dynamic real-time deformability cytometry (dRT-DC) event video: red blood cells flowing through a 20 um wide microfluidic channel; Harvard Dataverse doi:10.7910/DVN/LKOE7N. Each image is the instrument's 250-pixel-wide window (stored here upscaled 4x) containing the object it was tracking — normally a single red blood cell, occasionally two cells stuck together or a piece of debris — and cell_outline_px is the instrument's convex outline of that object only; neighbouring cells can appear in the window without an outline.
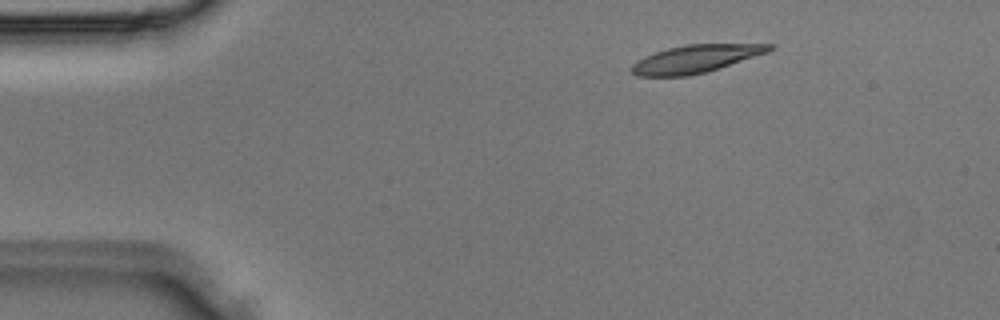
{"species": "Egyptian fruit bat (a non-hibernating species)", "species_latin": "Rousettus aegyptiacus", "temperature_condition": "room temperature", "stored_images_in_passage": 3, "camera_frame_rate_fps": 3000, "um_per_image_px": 0.085, "animal": {"sex": "male"}, "frame": {"image": 1, "passage_image": 2, "time_ms": 0.333, "image_size_px": [1000, 320], "cell_outline_px": [[776, 48], [768, 52], [720, 68], [688, 76], [636, 76], [632, 72], [632, 64], [636, 60], [644, 56], [668, 48], [688, 44], [776, 44]], "centroid_in_image_um": [59.15, 5.0], "position_along_channel_um": 25.9, "area_um2": 22.25}}